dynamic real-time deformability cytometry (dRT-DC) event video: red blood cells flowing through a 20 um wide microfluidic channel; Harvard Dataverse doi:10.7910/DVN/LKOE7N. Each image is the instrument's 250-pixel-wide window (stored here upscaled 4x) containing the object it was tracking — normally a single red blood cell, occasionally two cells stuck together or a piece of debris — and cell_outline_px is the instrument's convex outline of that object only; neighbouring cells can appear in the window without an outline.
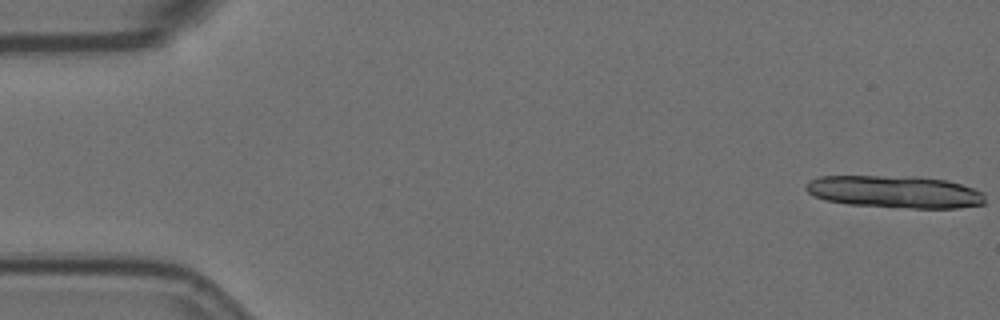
{"species": "Egyptian fruit bat (a non-hibernating species)", "species_latin": "Rousettus aegyptiacus", "temperature_condition": "room temperature", "stored_images_in_passage": 12, "camera_frame_rate_fps": 3000, "um_per_image_px": 0.085, "animal": {"sex": "female"}, "frame": {"image": 1, "passage_image": 1, "time_ms": 0.0, "image_size_px": [1000, 320], "cell_outline_px": [[984, 204], [956, 208], [912, 208], [848, 204], [824, 200], [808, 192], [804, 188], [804, 184], [820, 176], [916, 176], [948, 180], [984, 192]], "centroid_in_image_um": [76.06, 16.29], "position_along_channel_um": 8.9, "area_um2": 33.81}}